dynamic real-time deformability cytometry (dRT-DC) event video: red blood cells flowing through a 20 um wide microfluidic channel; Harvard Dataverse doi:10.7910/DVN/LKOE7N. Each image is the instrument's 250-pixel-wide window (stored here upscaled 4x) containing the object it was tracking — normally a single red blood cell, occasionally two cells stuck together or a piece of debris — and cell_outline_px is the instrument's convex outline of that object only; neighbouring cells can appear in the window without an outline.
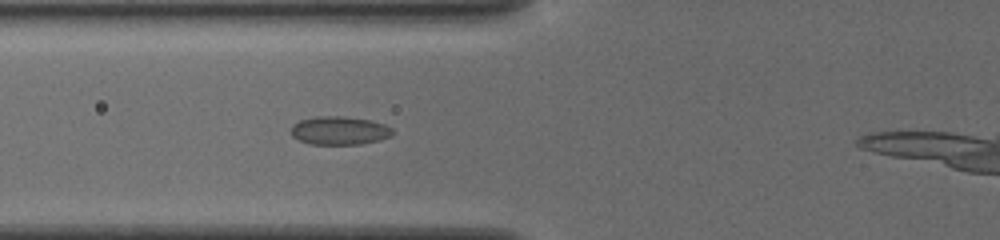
{"species": "common noctule bat (a hibernating species)", "species_latin": "Nyctalus noctula", "temperature_condition": "cold", "stored_images_in_passage": 31, "camera_frame_rate_fps": 3000, "um_per_image_px": 0.085, "animal": {"sex": "female", "body_mass_g": 19.5, "forearm_length_mm": 54.1}, "frame": {"image": 1, "passage_image": 9, "time_ms": 2.667, "image_size_px": [1000, 240], "cell_outline_px": [[392, 136], [380, 140], [360, 144], [308, 144], [292, 136], [292, 124], [300, 120], [316, 116], [344, 116], [372, 120], [384, 124], [392, 128]], "centroid_in_image_um": [28.86, 11.09], "position_along_channel_um": 96.9, "area_um2": 16.88}}
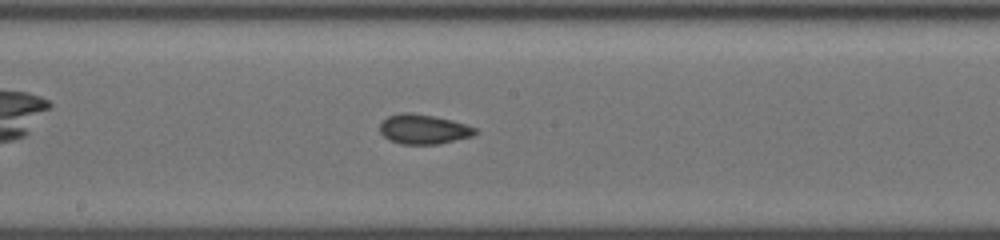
{"frame": {"image": 2, "passage_image": 18, "time_ms": 5.667, "image_size_px": [1000, 240], "cell_outline_px": [[480, 132], [472, 136], [436, 144], [400, 144], [388, 140], [380, 132], [380, 124], [388, 116], [400, 112], [412, 112], [452, 120], [476, 128]], "centroid_in_image_um": [35.98, 10.98], "position_along_channel_um": 212.2, "area_um2": 16.47}}
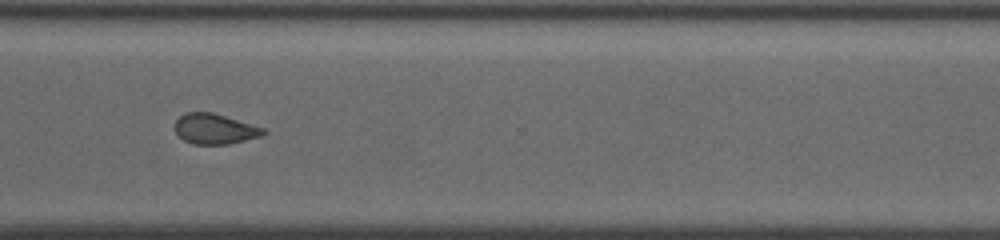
{"frame": {"image": 3, "passage_image": 28, "time_ms": 9.0, "image_size_px": [1000, 240], "cell_outline_px": [[268, 132], [260, 136], [228, 144], [192, 144], [184, 140], [176, 132], [176, 120], [184, 112], [212, 112], [264, 128]], "centroid_in_image_um": [18.25, 10.95], "position_along_channel_um": 352.4, "area_um2": 15.43}}